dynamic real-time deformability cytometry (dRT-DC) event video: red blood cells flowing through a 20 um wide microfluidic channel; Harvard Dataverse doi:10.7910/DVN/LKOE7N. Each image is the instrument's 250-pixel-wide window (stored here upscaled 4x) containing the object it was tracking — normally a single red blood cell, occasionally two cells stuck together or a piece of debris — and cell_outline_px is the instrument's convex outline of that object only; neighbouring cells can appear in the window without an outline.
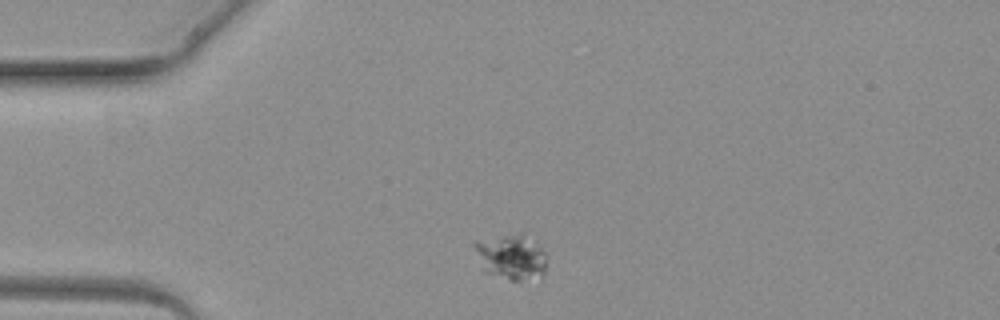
{"species": "common noctule bat (a hibernating species)", "species_latin": "Nyctalus noctula", "temperature_condition": "warm", "stored_images_in_passage": 3, "camera_frame_rate_fps": 3000, "um_per_image_px": 0.085, "animal": {"sex": "female", "body_mass_g": 19.3, "forearm_length_mm": 54.1}, "frame": {"image": 1, "passage_image": 1, "time_ms": 0.0, "image_size_px": [1000, 320], "cell_outline_px": [[548, 252], [544, 276], [520, 280], [512, 280], [484, 272], [472, 244], [476, 240], [520, 232], [524, 232], [544, 248]], "centroid_in_image_um": [43.5, 21.8], "position_along_channel_um": 41.5, "area_um2": 19.59}}
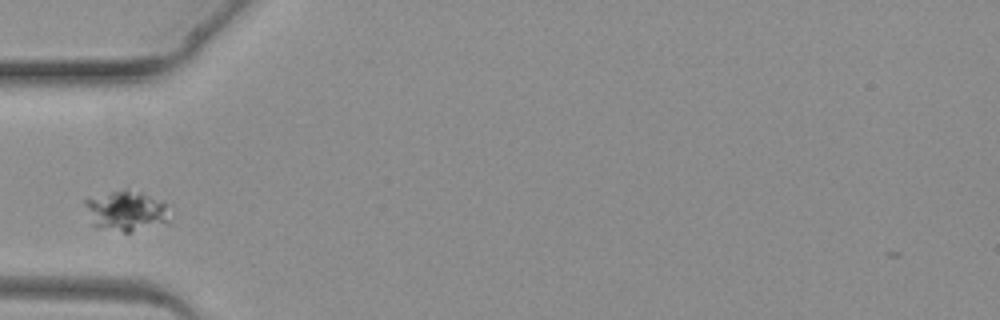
{"frame": {"image": 2, "passage_image": 2, "time_ms": 1.333, "image_size_px": [1000, 320], "cell_outline_px": [[172, 220], [168, 224], [128, 232], [124, 232], [96, 228], [92, 224], [84, 204], [84, 200], [124, 188], [140, 192], [164, 200], [168, 204]], "centroid_in_image_um": [10.82, 17.94], "position_along_channel_um": 74.2, "area_um2": 20.46}}
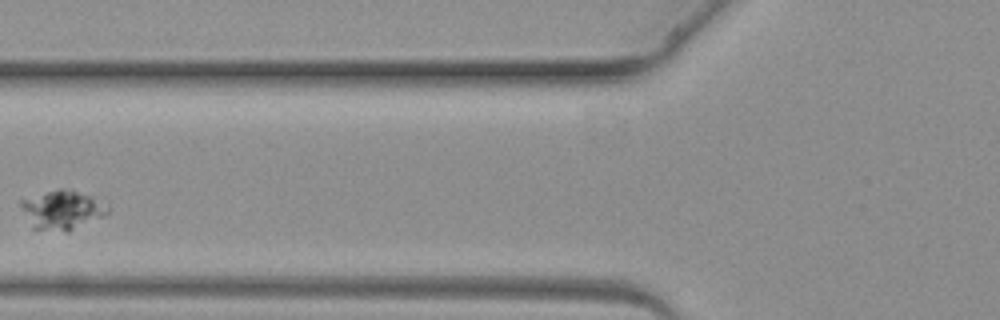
{"frame": {"image": 3, "passage_image": 3, "time_ms": 2.333, "image_size_px": [1000, 320], "cell_outline_px": [[112, 208], [108, 216], [68, 232], [64, 232], [32, 228], [20, 204], [20, 200], [56, 188], [72, 188], [92, 196], [108, 204]], "centroid_in_image_um": [5.39, 17.83], "position_along_channel_um": 120.4, "area_um2": 20.46}}